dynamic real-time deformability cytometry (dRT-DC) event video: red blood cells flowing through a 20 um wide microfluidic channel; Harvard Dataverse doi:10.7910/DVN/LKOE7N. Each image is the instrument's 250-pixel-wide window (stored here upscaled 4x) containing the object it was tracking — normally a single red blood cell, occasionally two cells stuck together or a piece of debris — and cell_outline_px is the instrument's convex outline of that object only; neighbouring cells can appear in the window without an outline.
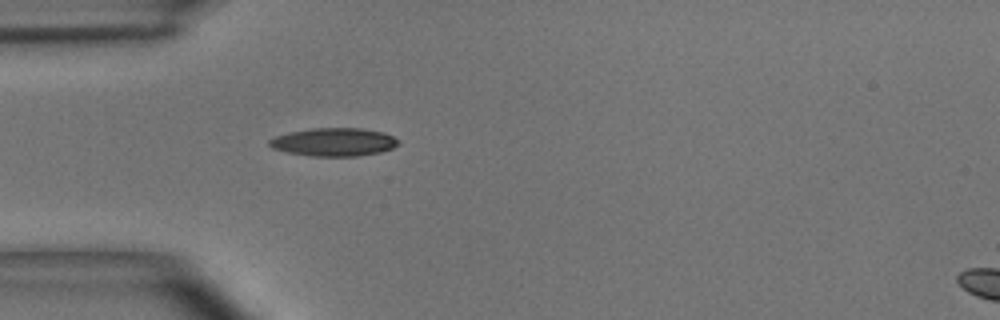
{"species": "common noctule bat (a hibernating species)", "species_latin": "Nyctalus noctula", "temperature_condition": "room temperature", "stored_images_in_passage": 36, "camera_frame_rate_fps": 3000, "um_per_image_px": 0.085, "animal": {"sex": "male", "body_mass_g": 15.6}, "frame": {"image": 1, "passage_image": 1, "time_ms": 0.0, "image_size_px": [1000, 320], "cell_outline_px": [[400, 144], [392, 148], [380, 152], [356, 156], [312, 156], [288, 152], [272, 148], [268, 144], [268, 140], [276, 136], [292, 132], [312, 128], [360, 128], [384, 132], [400, 140]], "centroid_in_image_um": [28.41, 12.07], "position_along_channel_um": 56.6, "area_um2": 21.1}}
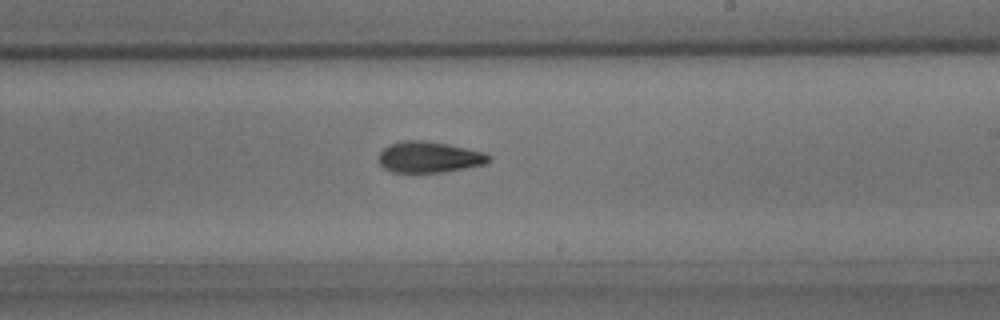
{"frame": {"image": 2, "passage_image": 16, "time_ms": 5.0, "image_size_px": [1000, 320], "cell_outline_px": [[492, 160], [484, 164], [444, 172], [392, 172], [384, 168], [376, 160], [380, 152], [388, 144], [400, 140], [424, 140], [448, 144], [484, 152]], "centroid_in_image_um": [36.42, 13.34], "position_along_channel_um": 252.6, "area_um2": 20.06}}
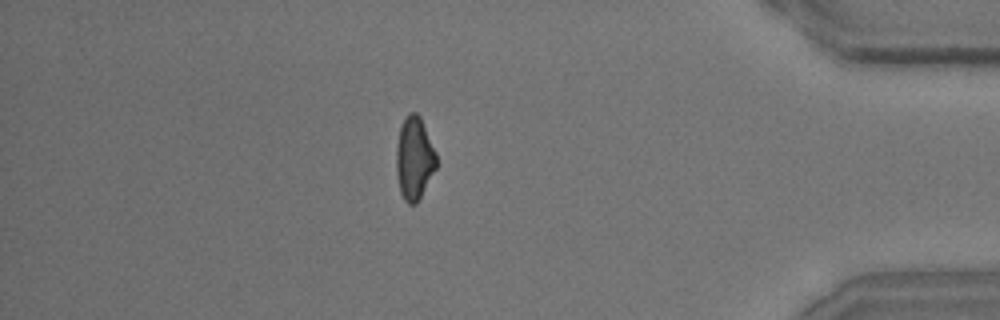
{"frame": {"image": 3, "passage_image": 30, "time_ms": 9.667, "image_size_px": [1000, 320], "cell_outline_px": [[436, 168], [416, 204], [408, 204], [404, 200], [400, 192], [396, 172], [396, 144], [400, 124], [404, 116], [408, 112], [416, 112], [420, 116], [436, 152]], "centroid_in_image_um": [35.19, 13.42], "position_along_channel_um": 400.0, "area_um2": 19.54}, "authors_computed_cell_mechanics": {"area_um2": 19.9988, "velocity_mm_per_s": 3.9859, "shape_relaxation_time_tau1_ms": 3.5965, "shape_relaxation_time_tau2_ms": 3.6896, "deformation_change_tau1": 0.1593, "deformation_change_tau2": 0.1186}}